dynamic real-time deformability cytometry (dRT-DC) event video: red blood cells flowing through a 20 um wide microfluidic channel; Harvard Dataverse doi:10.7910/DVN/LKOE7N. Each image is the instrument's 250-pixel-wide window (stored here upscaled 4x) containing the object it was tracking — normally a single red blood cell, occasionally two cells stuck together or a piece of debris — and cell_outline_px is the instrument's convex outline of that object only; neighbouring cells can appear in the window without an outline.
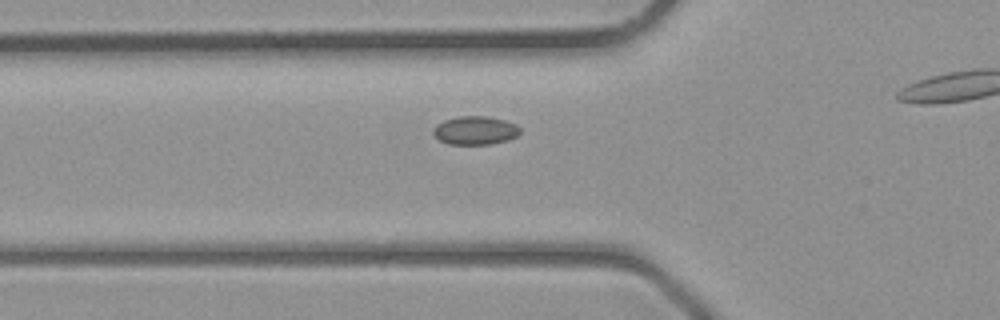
{"species": "common noctule bat (a hibernating species)", "species_latin": "Nyctalus noctula", "temperature_condition": "room temperature", "stored_images_in_passage": 22, "camera_frame_rate_fps": 3000, "um_per_image_px": 0.085, "animal": {"sex": "male", "body_mass_g": 23.1, "forearm_length_mm": 52.7}, "frame": {"image": 1, "passage_image": 4, "time_ms": 1.0, "image_size_px": [1000, 320], "cell_outline_px": [[520, 132], [516, 136], [508, 140], [492, 144], [448, 144], [440, 140], [432, 132], [436, 124], [444, 120], [460, 116], [488, 116], [504, 120], [516, 124], [520, 128]], "centroid_in_image_um": [40.4, 11.08], "position_along_channel_um": 85.4, "area_um2": 14.39}}
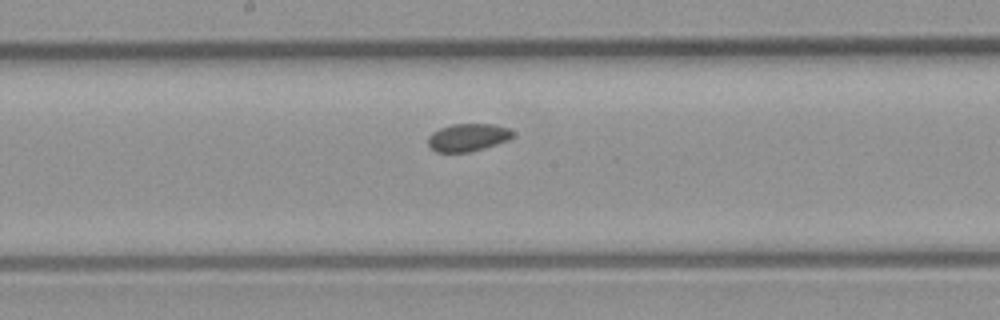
{"frame": {"image": 2, "passage_image": 11, "time_ms": 3.333, "image_size_px": [1000, 320], "cell_outline_px": [[512, 136], [508, 140], [484, 148], [468, 152], [436, 152], [428, 144], [428, 136], [432, 132], [440, 128], [452, 124], [492, 124], [508, 128], [512, 132]], "centroid_in_image_um": [39.73, 11.68], "position_along_channel_um": 208.5, "area_um2": 13.53}}
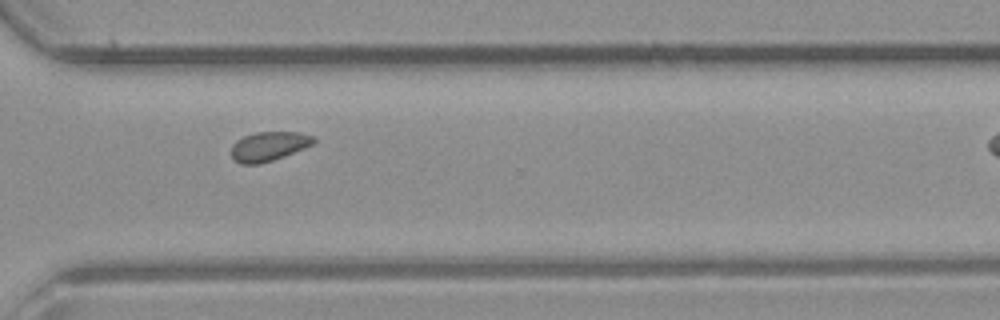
{"frame": {"image": 3, "passage_image": 19, "time_ms": 6.0, "image_size_px": [1000, 320], "cell_outline_px": [[316, 140], [312, 144], [304, 148], [284, 156], [260, 164], [240, 164], [232, 156], [232, 144], [236, 140], [244, 136], [256, 132], [300, 132], [312, 136]], "centroid_in_image_um": [22.83, 12.43], "position_along_channel_um": 347.8, "area_um2": 13.93}}